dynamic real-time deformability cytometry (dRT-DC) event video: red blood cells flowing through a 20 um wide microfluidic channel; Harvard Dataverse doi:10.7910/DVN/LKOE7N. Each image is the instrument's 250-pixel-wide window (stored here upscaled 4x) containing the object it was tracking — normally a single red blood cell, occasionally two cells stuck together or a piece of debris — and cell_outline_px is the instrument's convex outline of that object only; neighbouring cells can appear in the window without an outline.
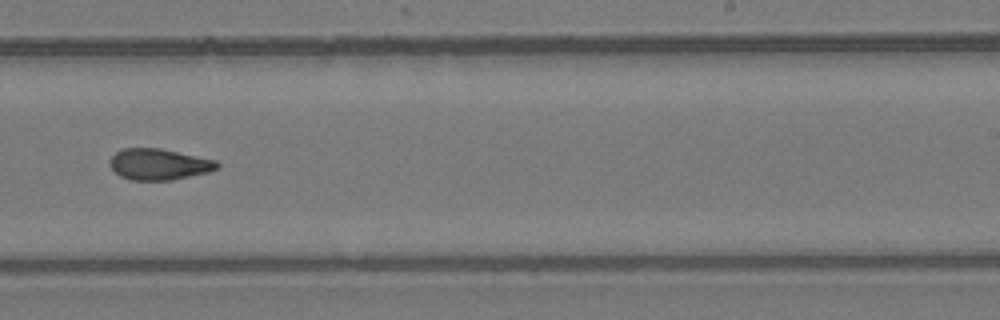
{"species": "common noctule bat (a hibernating species)", "species_latin": "Nyctalus noctula", "temperature_condition": "room temperature", "stored_images_in_passage": 47, "camera_frame_rate_fps": 3000, "um_per_image_px": 0.085, "animal": {"sex": "female", "body_mass_g": 24.6, "forearm_length_mm": 56.2}, "frame": {"image": 1, "passage_image": 27, "time_ms": 8.667, "image_size_px": [1000, 320], "cell_outline_px": [[220, 164], [216, 168], [208, 172], [172, 180], [132, 180], [120, 176], [112, 168], [108, 160], [116, 152], [124, 148], [160, 148], [216, 160]], "centroid_in_image_um": [13.49, 13.96], "position_along_channel_um": 275.5, "area_um2": 19.36}}
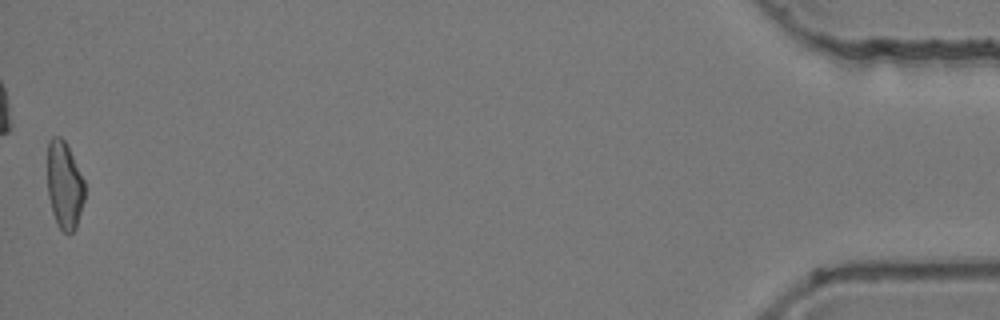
{"frame": {"image": 2, "passage_image": 47, "time_ms": 15.333, "image_size_px": [1000, 320], "cell_outline_px": [[84, 200], [76, 228], [68, 236], [56, 224], [52, 212], [48, 196], [48, 140], [52, 136], [60, 136], [64, 140], [84, 180]], "centroid_in_image_um": [5.46, 15.78], "position_along_channel_um": 429.7, "area_um2": 18.96}, "authors_computed_cell_mechanics": {"area_um2": 19.652, "velocity_mm_per_s": 3.8498, "shape_relaxation_time_tau1_ms": null, "shape_relaxation_time_tau2_ms": 2.9685, "deformation_change_tau1": null, "deformation_change_tau2": 0.1}}